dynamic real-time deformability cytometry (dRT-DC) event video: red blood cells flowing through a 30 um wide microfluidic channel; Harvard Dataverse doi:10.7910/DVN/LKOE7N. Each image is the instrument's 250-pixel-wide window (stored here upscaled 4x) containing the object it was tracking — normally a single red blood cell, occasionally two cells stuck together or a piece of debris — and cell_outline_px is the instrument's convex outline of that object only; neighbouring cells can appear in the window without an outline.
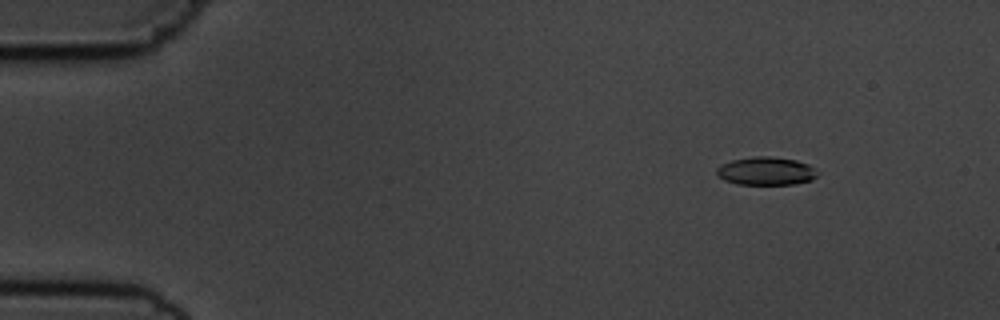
{"species": "common noctule bat (a hibernating species)", "species_latin": "Nyctalus noctula", "temperature_condition": "cold", "stored_images_in_passage": 5, "camera_frame_rate_fps": 3000, "um_per_image_px": 0.085, "animal": {"sex": "male", "body_mass_g": 19.5, "forearm_length_mm": 54.6}, "frame": {"image": 1, "passage_image": 2, "time_ms": 1.333, "image_size_px": [1000, 320], "cell_outline_px": [[820, 172], [812, 180], [792, 184], [736, 184], [724, 180], [716, 172], [716, 168], [720, 164], [732, 160], [756, 156], [772, 156], [796, 160], [808, 164], [816, 168]], "centroid_in_image_um": [65.14, 14.53], "position_along_channel_um": 19.9, "area_um2": 16.65}}
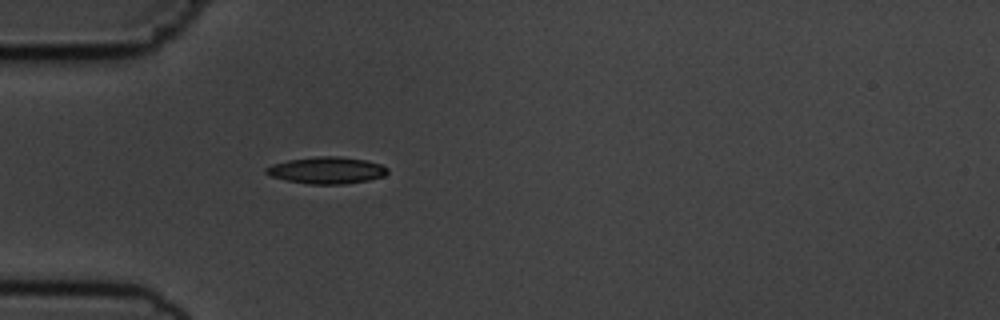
{"frame": {"image": 2, "passage_image": 5, "time_ms": 4.667, "image_size_px": [1000, 320], "cell_outline_px": [[388, 172], [384, 176], [368, 180], [344, 184], [308, 184], [284, 180], [272, 176], [264, 172], [264, 168], [272, 164], [288, 160], [316, 156], [340, 156], [364, 160], [380, 164], [388, 168]], "centroid_in_image_um": [27.74, 14.47], "position_along_channel_um": 57.3, "area_um2": 19.02}}